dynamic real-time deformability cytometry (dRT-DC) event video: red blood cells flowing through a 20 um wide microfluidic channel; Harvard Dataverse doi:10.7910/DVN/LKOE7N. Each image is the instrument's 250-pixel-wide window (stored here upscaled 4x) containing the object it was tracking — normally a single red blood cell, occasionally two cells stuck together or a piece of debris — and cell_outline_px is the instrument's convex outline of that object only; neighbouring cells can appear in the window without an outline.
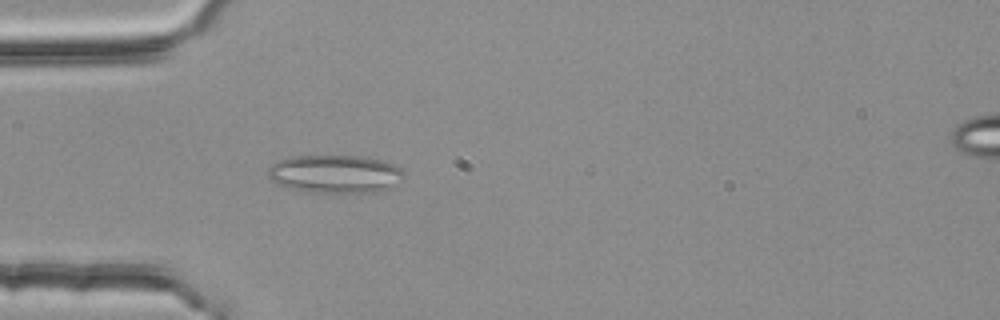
{"species": "common noctule bat (a hibernating species)", "species_latin": "Nyctalus noctula", "temperature_condition": "room temperature", "stored_images_in_passage": 44, "segment_of_instrument_passage": [1, 2], "camera_frame_rate_fps": 3000, "um_per_image_px": 0.085, "animal": {"sex": "female", "body_mass_g": 25.1}, "frame": {"image": 1, "passage_image": 6, "time_ms": 1.667, "image_size_px": [1000, 320], "cell_outline_px": [[404, 176], [392, 188], [376, 192], [340, 196], [308, 192], [288, 188], [272, 180], [268, 176], [268, 168], [272, 164], [280, 160], [292, 156], [364, 156], [380, 160], [392, 164], [400, 168], [404, 172]], "centroid_in_image_um": [28.51, 14.84], "position_along_channel_um": 56.5, "area_um2": 31.1}}